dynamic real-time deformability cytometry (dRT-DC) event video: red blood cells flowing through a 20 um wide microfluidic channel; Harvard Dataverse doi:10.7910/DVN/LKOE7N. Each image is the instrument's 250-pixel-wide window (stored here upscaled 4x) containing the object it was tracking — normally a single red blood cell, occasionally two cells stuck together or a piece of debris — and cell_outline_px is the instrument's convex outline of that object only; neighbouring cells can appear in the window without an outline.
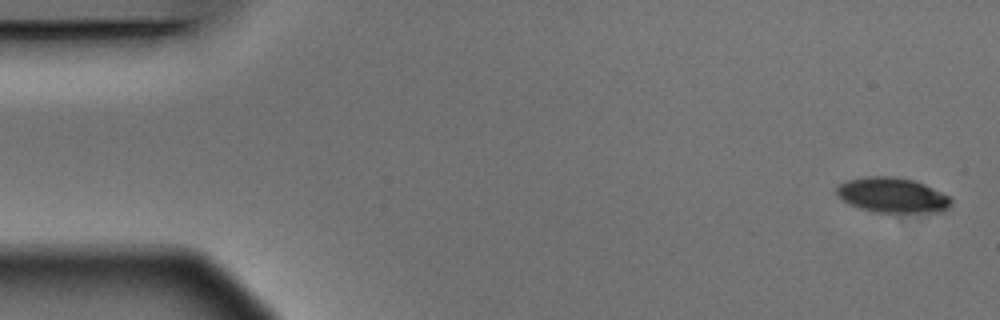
{"species": "Egyptian fruit bat (a non-hibernating species)", "species_latin": "Rousettus aegyptiacus", "temperature_condition": "warm", "stored_images_in_passage": 5, "camera_frame_rate_fps": 3000, "um_per_image_px": 0.085, "animal": {"sex": "male"}, "frame": {"image": 1, "passage_image": 1, "time_ms": 0.0, "image_size_px": [1000, 320], "cell_outline_px": [[952, 200], [948, 208], [944, 212], [876, 212], [860, 208], [844, 200], [836, 192], [836, 188], [844, 180], [868, 176], [892, 176], [912, 180], [924, 184], [948, 196]], "centroid_in_image_um": [75.85, 16.58], "position_along_channel_um": 9.1, "area_um2": 23.12}}
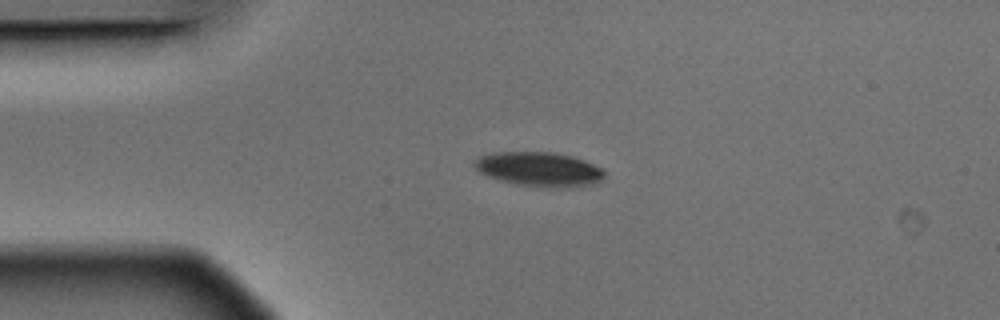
{"frame": {"image": 2, "passage_image": 4, "time_ms": 1.0, "image_size_px": [1000, 320], "cell_outline_px": [[604, 180], [596, 184], [556, 188], [520, 184], [500, 180], [488, 176], [480, 172], [472, 164], [480, 156], [492, 152], [552, 152], [572, 156], [584, 160], [604, 168]], "centroid_in_image_um": [45.88, 14.37], "position_along_channel_um": 39.1, "area_um2": 26.01}}